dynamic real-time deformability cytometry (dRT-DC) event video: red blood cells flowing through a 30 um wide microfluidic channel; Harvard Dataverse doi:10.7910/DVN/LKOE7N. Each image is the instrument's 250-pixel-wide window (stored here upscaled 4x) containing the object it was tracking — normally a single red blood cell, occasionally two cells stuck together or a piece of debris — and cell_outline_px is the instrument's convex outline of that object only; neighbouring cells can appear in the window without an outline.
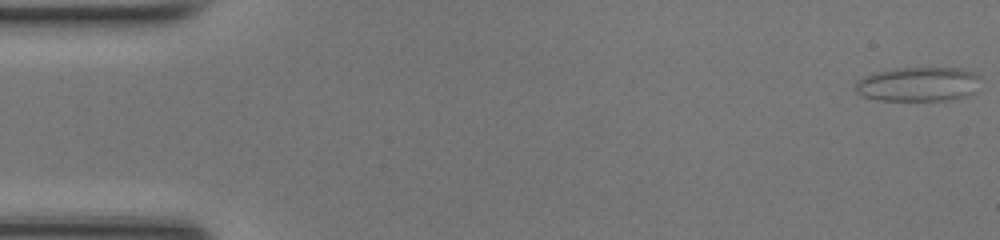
{"species": "common noctule bat (a hibernating species)", "species_latin": "Nyctalus noctula", "temperature_condition": "room temperature", "stored_images_in_passage": 45, "camera_frame_rate_fps": 3000, "um_per_image_px": 0.085, "animal": {"sex": "female", "body_mass_g": 17.0, "forearm_length_mm": 48.0}, "frame": {"image": 1, "passage_image": 1, "time_ms": 0.0, "image_size_px": [1000, 240], "cell_outline_px": [[980, 76], [976, 92], [968, 96], [952, 100], [876, 100], [864, 96], [856, 92], [856, 80], [872, 72], [896, 68], [960, 68], [976, 72]], "centroid_in_image_um": [78.08, 7.15], "position_along_channel_um": 6.9, "area_um2": 25.43}}
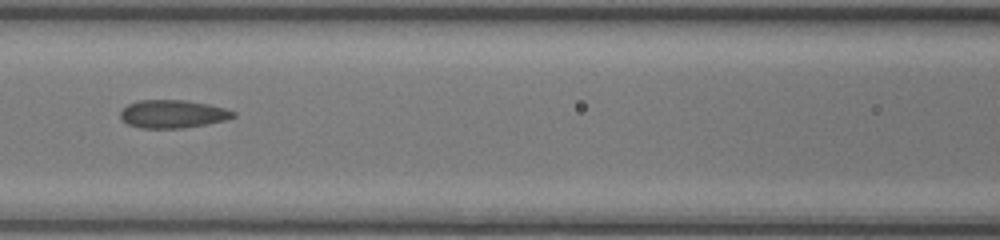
{"frame": {"image": 2, "passage_image": 22, "time_ms": 7.0, "image_size_px": [1000, 240], "cell_outline_px": [[236, 116], [224, 120], [204, 124], [180, 128], [140, 128], [128, 124], [120, 116], [120, 112], [128, 104], [140, 100], [184, 100], [208, 104], [224, 108], [236, 112]], "centroid_in_image_um": [14.68, 9.68], "position_along_channel_um": 151.9, "area_um2": 18.21}}
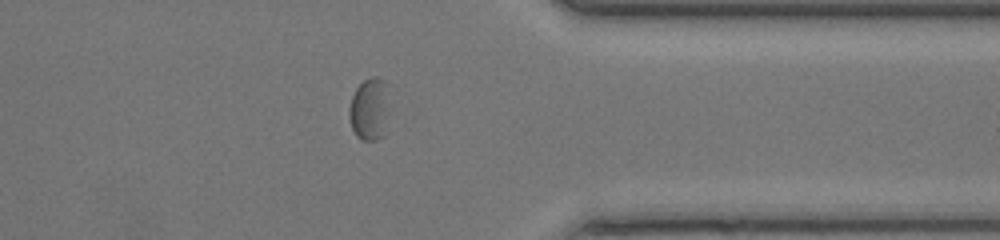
{"frame": {"image": 3, "passage_image": 39, "time_ms": 12.667, "image_size_px": [1000, 240], "cell_outline_px": [[388, 84], [384, 136], [376, 140], [360, 140], [356, 136], [352, 128], [348, 112], [348, 108], [352, 96], [356, 88], [364, 80], [372, 76], [376, 76], [388, 80]], "centroid_in_image_um": [31.39, 9.24], "position_along_channel_um": 380.0, "area_um2": 14.68}, "authors_computed_cell_mechanics": {"area_um2": 18.9584, "velocity_mm_per_s": 4.177, "shape_relaxation_time_tau1_ms": null, "shape_relaxation_time_tau2_ms": 0.9985, "deformation_change_tau1": null, "deformation_change_tau2": 0.0633}}